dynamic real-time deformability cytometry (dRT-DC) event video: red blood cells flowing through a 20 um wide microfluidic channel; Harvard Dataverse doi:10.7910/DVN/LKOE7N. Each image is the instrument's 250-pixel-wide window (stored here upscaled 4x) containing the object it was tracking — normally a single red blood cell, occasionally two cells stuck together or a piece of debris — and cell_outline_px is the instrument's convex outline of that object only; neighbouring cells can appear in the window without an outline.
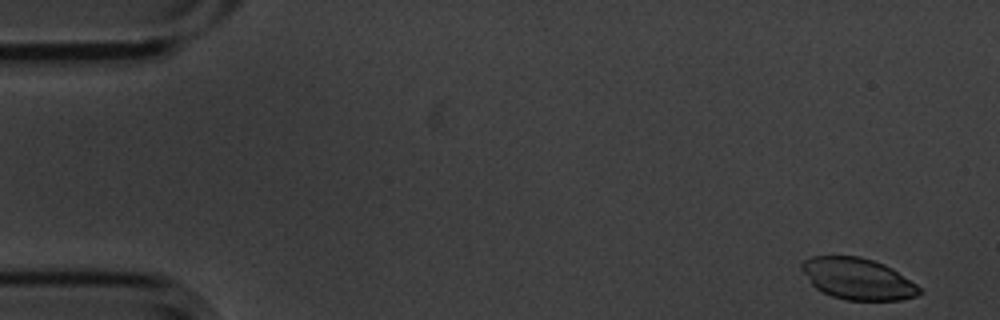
{"species": "common noctule bat (a hibernating species)", "species_latin": "Nyctalus noctula", "temperature_condition": "cold", "stored_images_in_passage": 55, "camera_frame_rate_fps": 3000, "um_per_image_px": 0.085, "animal": {"sex": "male", "body_mass_g": 20.1, "forearm_length_mm": 53.5}, "frame": {"image": 1, "passage_image": 2, "time_ms": 0.333, "image_size_px": [1000, 320], "cell_outline_px": [[920, 292], [916, 296], [900, 300], [848, 300], [832, 296], [816, 288], [812, 284], [800, 268], [800, 264], [804, 260], [812, 256], [860, 256], [884, 264], [892, 268], [916, 284], [920, 288]], "centroid_in_image_um": [72.89, 23.69], "position_along_channel_um": 12.1, "area_um2": 28.21}}